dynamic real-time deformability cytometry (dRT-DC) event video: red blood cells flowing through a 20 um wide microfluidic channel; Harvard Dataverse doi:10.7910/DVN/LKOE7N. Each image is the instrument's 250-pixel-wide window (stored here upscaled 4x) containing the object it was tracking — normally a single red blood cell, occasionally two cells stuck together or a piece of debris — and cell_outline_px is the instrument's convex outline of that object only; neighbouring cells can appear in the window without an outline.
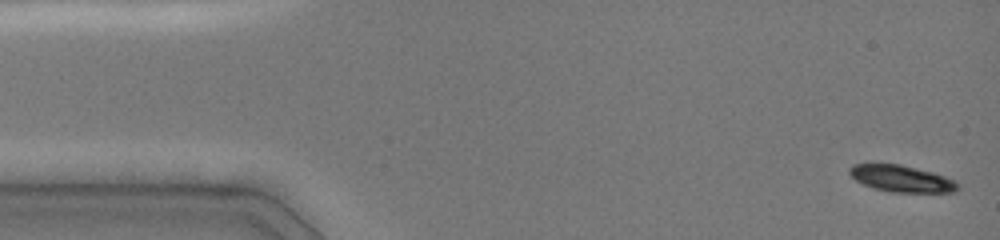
{"species": "common noctule bat (a hibernating species)", "species_latin": "Nyctalus noctula", "temperature_condition": "cold", "stored_images_in_passage": 7, "camera_frame_rate_fps": 3000, "um_per_image_px": 0.085, "animal": {"sex": "female", "body_mass_g": 19.0, "forearm_length_mm": 51.5}, "frame": {"image": 1, "passage_image": 1, "time_ms": 0.0, "image_size_px": [1000, 240], "cell_outline_px": [[960, 188], [956, 192], [892, 192], [872, 188], [856, 180], [848, 172], [848, 168], [852, 164], [900, 164], [932, 172], [956, 180], [960, 184]], "centroid_in_image_um": [76.66, 15.19], "position_along_channel_um": 8.3, "area_um2": 16.88}}
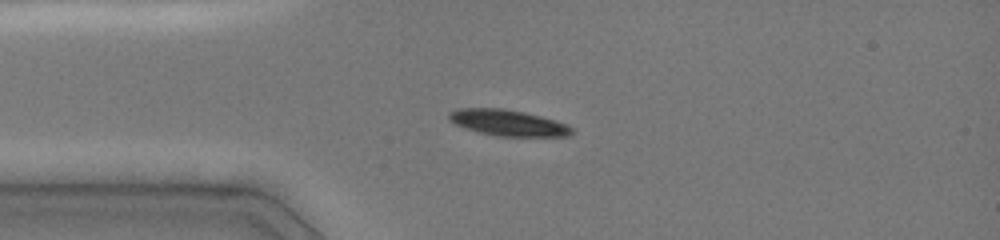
{"frame": {"image": 2, "passage_image": 6, "time_ms": 3.333, "image_size_px": [1000, 240], "cell_outline_px": [[572, 132], [568, 136], [496, 136], [464, 128], [448, 120], [448, 112], [460, 108], [504, 108], [524, 112], [556, 120], [568, 124], [572, 128]], "centroid_in_image_um": [43.16, 10.43], "position_along_channel_um": 41.8, "area_um2": 18.67}}